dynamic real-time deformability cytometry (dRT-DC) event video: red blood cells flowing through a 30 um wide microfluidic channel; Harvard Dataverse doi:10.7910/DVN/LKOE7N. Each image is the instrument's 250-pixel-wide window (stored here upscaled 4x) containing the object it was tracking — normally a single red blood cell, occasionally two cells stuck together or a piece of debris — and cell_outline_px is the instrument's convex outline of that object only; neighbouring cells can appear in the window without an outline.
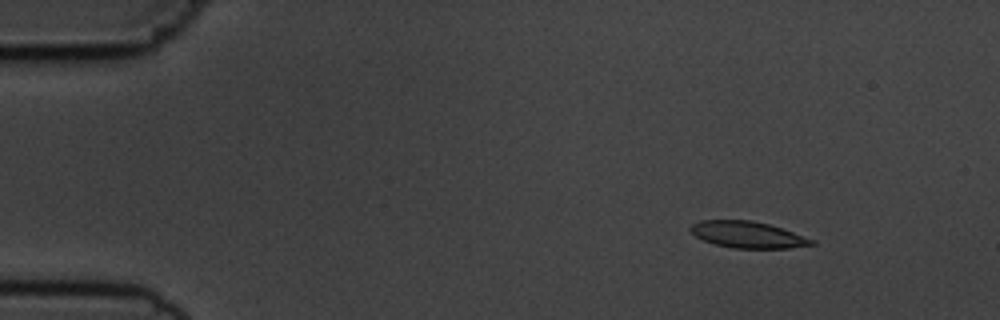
{"species": "common noctule bat (a hibernating species)", "species_latin": "Nyctalus noctula", "temperature_condition": "cold", "stored_images_in_passage": 5, "camera_frame_rate_fps": 3000, "um_per_image_px": 0.085, "animal": {"sex": "male", "body_mass_g": 19.5, "forearm_length_mm": 54.6}, "frame": {"image": 1, "passage_image": 1, "time_ms": 0.0, "image_size_px": [1000, 320], "cell_outline_px": [[816, 244], [788, 248], [732, 248], [716, 244], [704, 240], [696, 236], [688, 228], [692, 224], [700, 220], [752, 220], [768, 224], [816, 240]], "centroid_in_image_um": [63.55, 19.94], "position_along_channel_um": 21.4, "area_um2": 18.55}}
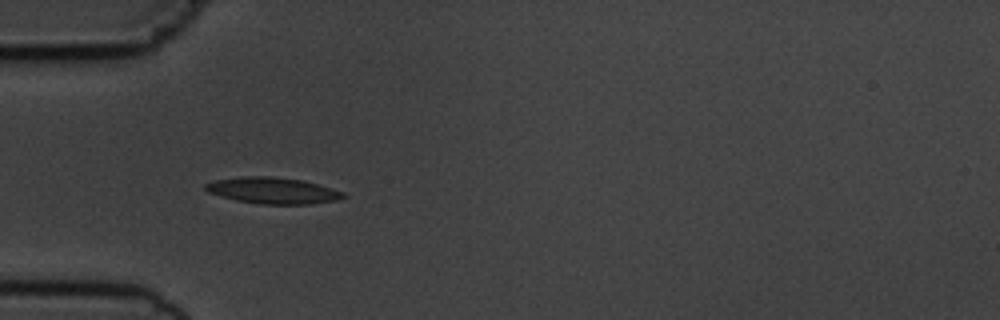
{"frame": {"image": 2, "passage_image": 4, "time_ms": 3.333, "image_size_px": [1000, 320], "cell_outline_px": [[348, 196], [336, 200], [308, 204], [260, 204], [236, 200], [220, 196], [208, 192], [204, 188], [204, 184], [216, 180], [240, 176], [272, 176], [304, 180], [344, 192]], "centroid_in_image_um": [23.18, 16.19], "position_along_channel_um": 61.8, "area_um2": 21.15}}
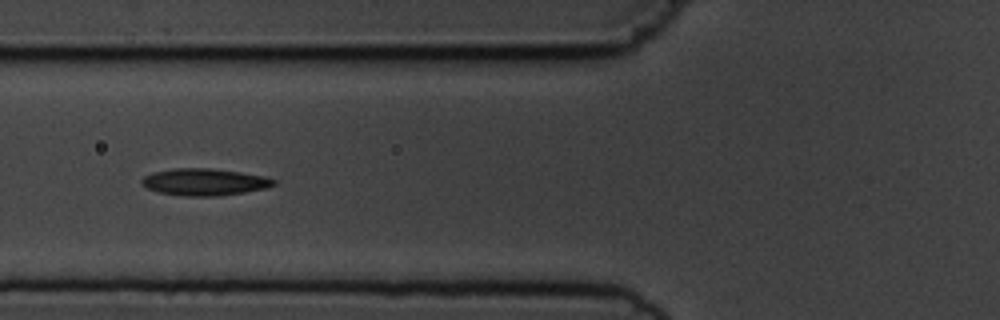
{"frame": {"image": 3, "passage_image": 5, "time_ms": 4.667, "image_size_px": [1000, 320], "cell_outline_px": [[276, 184], [268, 188], [220, 196], [184, 196], [160, 192], [148, 188], [140, 180], [144, 176], [152, 172], [172, 168], [212, 168], [240, 172], [264, 176], [276, 180]], "centroid_in_image_um": [17.4, 15.46], "position_along_channel_um": 108.4, "area_um2": 20.75}}